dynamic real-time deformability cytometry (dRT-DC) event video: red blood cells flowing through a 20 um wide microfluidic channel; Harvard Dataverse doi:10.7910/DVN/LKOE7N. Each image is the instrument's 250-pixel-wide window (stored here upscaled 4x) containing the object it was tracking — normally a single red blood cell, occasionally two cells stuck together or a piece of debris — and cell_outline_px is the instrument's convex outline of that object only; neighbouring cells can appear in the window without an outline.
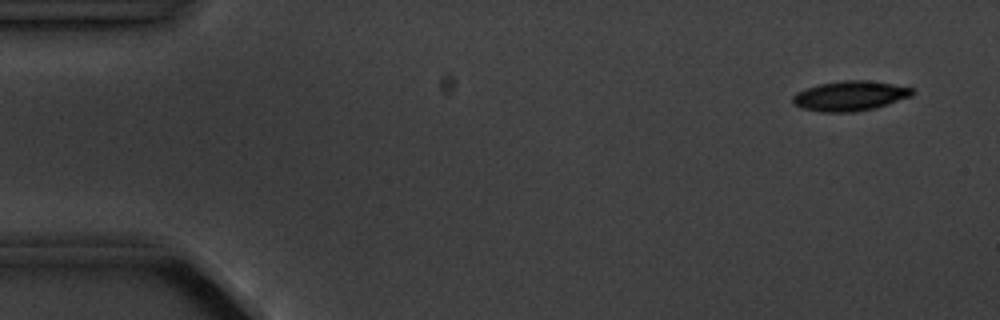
{"species": "common noctule bat (a hibernating species)", "species_latin": "Nyctalus noctula", "temperature_condition": "cold", "stored_images_in_passage": 5, "camera_frame_rate_fps": 3000, "um_per_image_px": 0.085, "animal": {"sex": "male", "body_mass_g": 20.1, "forearm_length_mm": 53.5}, "frame": {"image": 1, "passage_image": 1, "time_ms": 0.0, "image_size_px": [1000, 320], "cell_outline_px": [[916, 92], [912, 96], [876, 108], [852, 112], [820, 112], [800, 108], [792, 104], [792, 96], [796, 92], [820, 84], [844, 80], [868, 80], [916, 88]], "centroid_in_image_um": [72.27, 8.16], "position_along_channel_um": 12.7, "area_um2": 21.04}}